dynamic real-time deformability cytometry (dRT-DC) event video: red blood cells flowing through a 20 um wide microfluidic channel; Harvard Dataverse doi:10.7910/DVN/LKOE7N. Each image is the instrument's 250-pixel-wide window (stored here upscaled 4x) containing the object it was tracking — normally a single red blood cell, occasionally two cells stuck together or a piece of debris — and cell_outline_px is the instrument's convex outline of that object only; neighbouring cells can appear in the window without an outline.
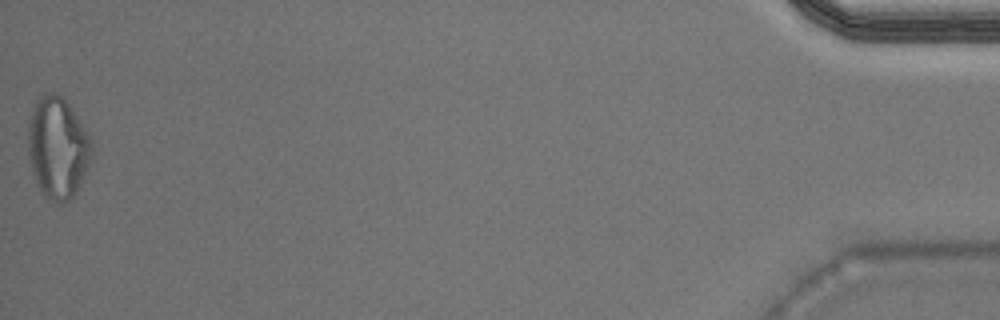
{"species": "Egyptian fruit bat (a non-hibernating species)", "species_latin": "Rousettus aegyptiacus", "temperature_condition": "warm", "stored_images_in_passage": 31, "segment_of_instrument_passage": [2, 2], "camera_frame_rate_fps": 3000, "um_per_image_px": 0.085, "animal": {"sex": "male"}, "frame": {"image": 1, "passage_image": 31, "time_ms": 10.0, "image_size_px": [1000, 320], "cell_outline_px": [[92, 160], [76, 192], [68, 200], [60, 204], [56, 204], [48, 200], [44, 196], [32, 172], [28, 152], [28, 120], [32, 108], [36, 100], [40, 96], [48, 92], [52, 92], [60, 96], [68, 104], [88, 132], [92, 140]], "centroid_in_image_um": [4.9, 12.57], "position_along_channel_um": 430.3, "area_um2": 37.86}}